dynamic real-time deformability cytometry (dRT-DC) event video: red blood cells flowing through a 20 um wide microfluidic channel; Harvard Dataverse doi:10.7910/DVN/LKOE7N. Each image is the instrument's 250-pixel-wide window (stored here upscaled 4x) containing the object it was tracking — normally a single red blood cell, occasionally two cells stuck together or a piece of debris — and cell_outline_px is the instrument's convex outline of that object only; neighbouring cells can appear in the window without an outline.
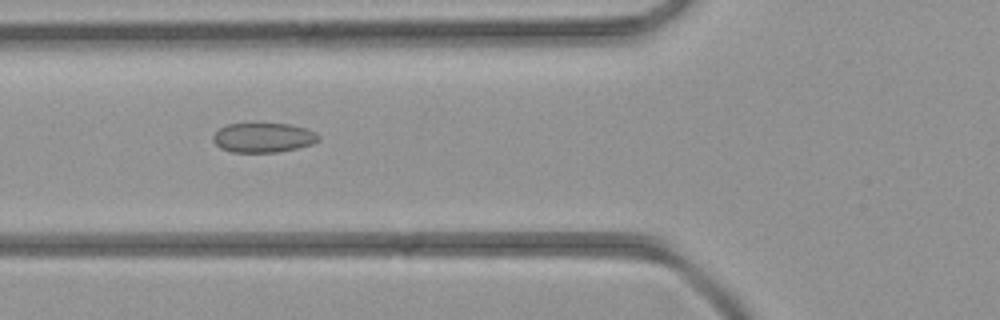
{"species": "common noctule bat (a hibernating species)", "species_latin": "Nyctalus noctula", "temperature_condition": "room temperature", "stored_images_in_passage": 2, "camera_frame_rate_fps": 3000, "um_per_image_px": 0.085, "animal": {"sex": "female", "body_mass_g": 21.9}, "frame": {"image": 1, "passage_image": 2, "time_ms": 1.0, "image_size_px": [1000, 320], "cell_outline_px": [[320, 140], [312, 144], [296, 148], [276, 152], [232, 152], [220, 148], [212, 140], [212, 136], [220, 128], [228, 124], [288, 124], [304, 128], [316, 132], [320, 136]], "centroid_in_image_um": [22.38, 11.7], "position_along_channel_um": 103.4, "area_um2": 18.03}}